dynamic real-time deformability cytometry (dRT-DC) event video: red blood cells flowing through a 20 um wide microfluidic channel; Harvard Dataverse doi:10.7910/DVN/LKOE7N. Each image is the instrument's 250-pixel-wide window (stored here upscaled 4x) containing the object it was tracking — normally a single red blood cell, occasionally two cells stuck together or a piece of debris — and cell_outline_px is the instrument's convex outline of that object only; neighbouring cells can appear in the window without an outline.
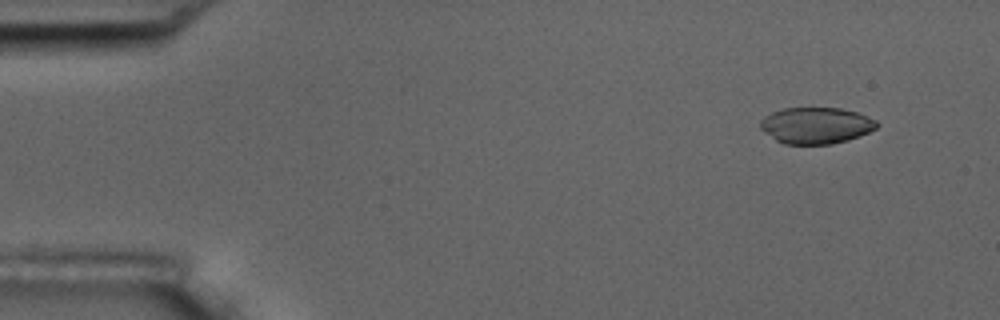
{"species": "common noctule bat (a hibernating species)", "species_latin": "Nyctalus noctula", "temperature_condition": "room temperature", "stored_images_in_passage": 5, "camera_frame_rate_fps": 3000, "um_per_image_px": 0.085, "animal": {"sex": "male", "body_mass_g": 17.5, "forearm_length_mm": 52.3}, "frame": {"image": 1, "passage_image": 2, "time_ms": 0.333, "image_size_px": [1000, 320], "cell_outline_px": [[880, 124], [876, 128], [860, 136], [848, 140], [832, 144], [784, 144], [776, 140], [764, 132], [760, 128], [760, 120], [764, 116], [772, 112], [784, 108], [840, 108], [856, 112], [876, 120]], "centroid_in_image_um": [69.35, 10.67], "position_along_channel_um": 15.6, "area_um2": 24.74}}